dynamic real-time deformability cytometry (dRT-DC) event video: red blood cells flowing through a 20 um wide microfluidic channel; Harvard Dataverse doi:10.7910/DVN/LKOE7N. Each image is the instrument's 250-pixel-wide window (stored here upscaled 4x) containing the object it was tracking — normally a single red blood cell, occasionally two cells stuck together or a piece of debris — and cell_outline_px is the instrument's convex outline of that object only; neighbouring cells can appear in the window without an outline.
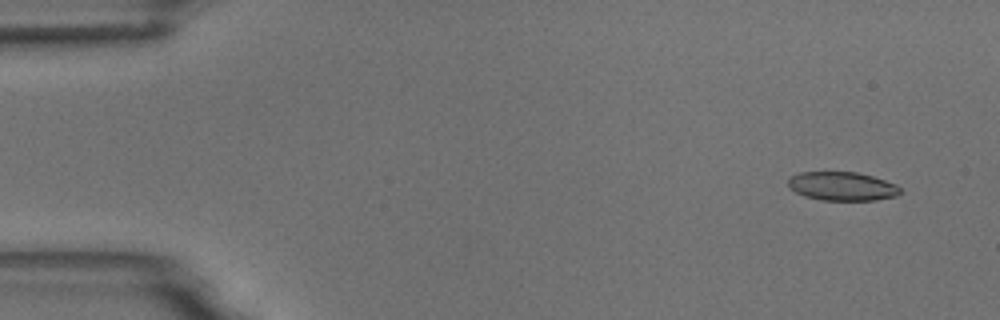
{"species": "common noctule bat (a hibernating species)", "species_latin": "Nyctalus noctula", "temperature_condition": "room temperature", "stored_images_in_passage": 7, "camera_frame_rate_fps": 3000, "um_per_image_px": 0.085, "animal": {"sex": "male", "body_mass_g": 18.8}, "frame": {"image": 1, "passage_image": 2, "time_ms": 1.0, "image_size_px": [1000, 320], "cell_outline_px": [[900, 192], [896, 196], [876, 200], [820, 200], [804, 196], [796, 192], [788, 184], [788, 180], [792, 176], [800, 172], [856, 172], [872, 176], [896, 184], [900, 188]], "centroid_in_image_um": [71.59, 15.83], "position_along_channel_um": 13.4, "area_um2": 18.61}}
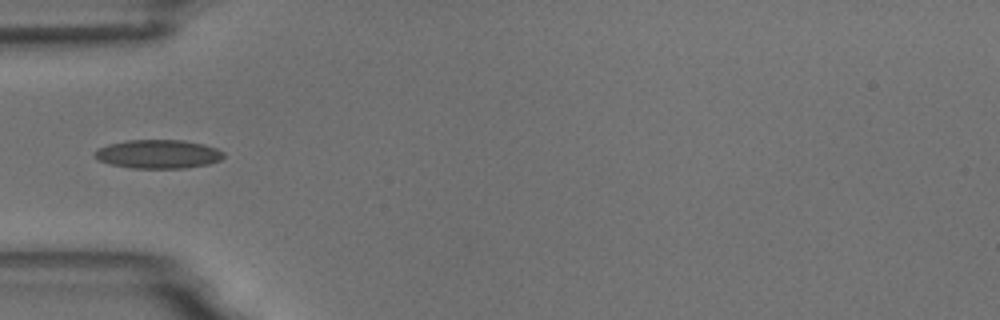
{"frame": {"image": 2, "passage_image": 6, "time_ms": 5.667, "image_size_px": [1000, 320], "cell_outline_px": [[224, 156], [220, 160], [208, 164], [184, 168], [132, 168], [112, 164], [100, 160], [92, 156], [92, 152], [108, 144], [128, 140], [184, 140], [204, 144], [216, 148], [224, 152]], "centroid_in_image_um": [13.45, 13.09], "position_along_channel_um": 71.6, "area_um2": 21.56}}
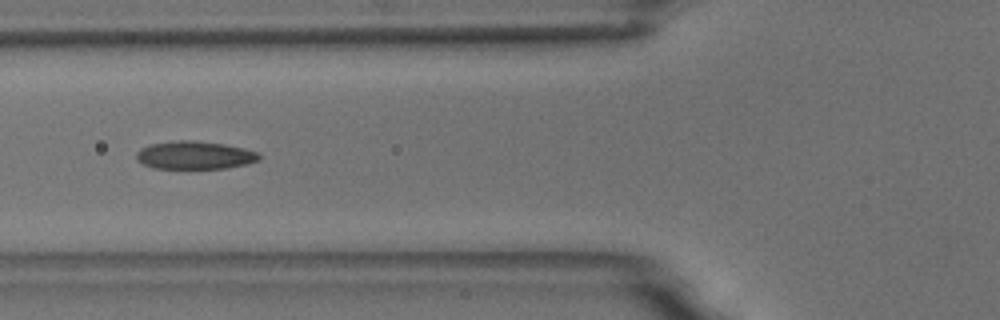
{"frame": {"image": 3, "passage_image": 7, "time_ms": 6.667, "image_size_px": [1000, 320], "cell_outline_px": [[260, 160], [244, 164], [224, 168], [152, 168], [136, 160], [136, 152], [140, 148], [148, 144], [180, 140], [196, 140], [224, 144], [244, 148], [260, 152]], "centroid_in_image_um": [16.53, 13.18], "position_along_channel_um": 109.3, "area_um2": 20.11}}